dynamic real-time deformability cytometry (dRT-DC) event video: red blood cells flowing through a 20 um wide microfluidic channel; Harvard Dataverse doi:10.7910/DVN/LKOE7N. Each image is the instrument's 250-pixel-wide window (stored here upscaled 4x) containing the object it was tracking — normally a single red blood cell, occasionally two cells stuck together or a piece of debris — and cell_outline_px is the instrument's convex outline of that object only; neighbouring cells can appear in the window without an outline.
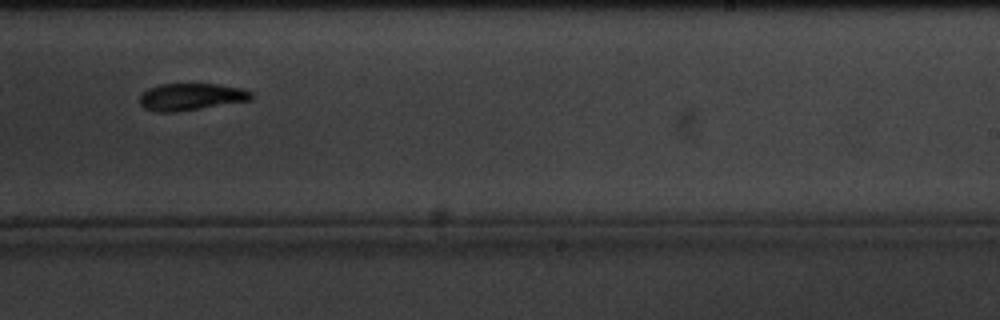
{"species": "common noctule bat (a hibernating species)", "species_latin": "Nyctalus noctula", "temperature_condition": "cold", "stored_images_in_passage": 15, "camera_frame_rate_fps": 3000, "um_per_image_px": 0.085, "animal": {"sex": "male", "body_mass_g": 20.1, "forearm_length_mm": 53.5}, "frame": {"image": 1, "passage_image": 9, "time_ms": 10.333, "image_size_px": [1000, 320], "cell_outline_px": [[252, 100], [176, 112], [156, 112], [144, 108], [140, 104], [140, 96], [148, 88], [160, 84], [220, 84], [240, 88], [252, 92]], "centroid_in_image_um": [16.23, 8.23], "position_along_channel_um": 272.8, "area_um2": 17.57}, "authors_computed_cell_mechanics": {"area_um2": 18.0914, "velocity_mm_per_s": 3.2239, "shape_relaxation_time_tau1_ms": 1.4981, "shape_relaxation_time_tau2_ms": 7.1664, "deformation_change_tau1": 0.0657, "deformation_change_tau2": 0.0646}}